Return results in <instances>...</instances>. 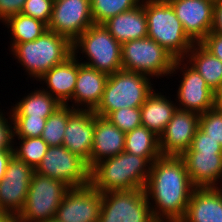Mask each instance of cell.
<instances>
[{
  "label": "cell",
  "mask_w": 222,
  "mask_h": 222,
  "mask_svg": "<svg viewBox=\"0 0 222 222\" xmlns=\"http://www.w3.org/2000/svg\"><path fill=\"white\" fill-rule=\"evenodd\" d=\"M178 74L180 83L176 90L177 109L203 114L214 108V91L209 88L204 78L192 68L184 59H176L170 73Z\"/></svg>",
  "instance_id": "8fae6325"
},
{
  "label": "cell",
  "mask_w": 222,
  "mask_h": 222,
  "mask_svg": "<svg viewBox=\"0 0 222 222\" xmlns=\"http://www.w3.org/2000/svg\"><path fill=\"white\" fill-rule=\"evenodd\" d=\"M184 60L194 68L214 92L222 86V61L201 43H195Z\"/></svg>",
  "instance_id": "d4e9b609"
},
{
  "label": "cell",
  "mask_w": 222,
  "mask_h": 222,
  "mask_svg": "<svg viewBox=\"0 0 222 222\" xmlns=\"http://www.w3.org/2000/svg\"><path fill=\"white\" fill-rule=\"evenodd\" d=\"M14 220L12 215L0 209V222H13Z\"/></svg>",
  "instance_id": "7bdbcfd3"
},
{
  "label": "cell",
  "mask_w": 222,
  "mask_h": 222,
  "mask_svg": "<svg viewBox=\"0 0 222 222\" xmlns=\"http://www.w3.org/2000/svg\"><path fill=\"white\" fill-rule=\"evenodd\" d=\"M211 33L222 35V0L213 4Z\"/></svg>",
  "instance_id": "ab89813d"
},
{
  "label": "cell",
  "mask_w": 222,
  "mask_h": 222,
  "mask_svg": "<svg viewBox=\"0 0 222 222\" xmlns=\"http://www.w3.org/2000/svg\"><path fill=\"white\" fill-rule=\"evenodd\" d=\"M148 37L156 41L175 59H184L195 44L168 0H144Z\"/></svg>",
  "instance_id": "277c9868"
},
{
  "label": "cell",
  "mask_w": 222,
  "mask_h": 222,
  "mask_svg": "<svg viewBox=\"0 0 222 222\" xmlns=\"http://www.w3.org/2000/svg\"><path fill=\"white\" fill-rule=\"evenodd\" d=\"M102 193L90 184L70 188L59 205L57 222H98Z\"/></svg>",
  "instance_id": "5bb4252c"
},
{
  "label": "cell",
  "mask_w": 222,
  "mask_h": 222,
  "mask_svg": "<svg viewBox=\"0 0 222 222\" xmlns=\"http://www.w3.org/2000/svg\"><path fill=\"white\" fill-rule=\"evenodd\" d=\"M121 60L124 70L141 73L155 79H169L175 58L156 41L145 37L121 45Z\"/></svg>",
  "instance_id": "52a82bcc"
},
{
  "label": "cell",
  "mask_w": 222,
  "mask_h": 222,
  "mask_svg": "<svg viewBox=\"0 0 222 222\" xmlns=\"http://www.w3.org/2000/svg\"><path fill=\"white\" fill-rule=\"evenodd\" d=\"M106 118L125 133L142 125L140 107L122 108L111 112Z\"/></svg>",
  "instance_id": "1f68e13d"
},
{
  "label": "cell",
  "mask_w": 222,
  "mask_h": 222,
  "mask_svg": "<svg viewBox=\"0 0 222 222\" xmlns=\"http://www.w3.org/2000/svg\"><path fill=\"white\" fill-rule=\"evenodd\" d=\"M125 152L145 157L151 164L161 156L159 137L144 126H139L125 134Z\"/></svg>",
  "instance_id": "4316f807"
},
{
  "label": "cell",
  "mask_w": 222,
  "mask_h": 222,
  "mask_svg": "<svg viewBox=\"0 0 222 222\" xmlns=\"http://www.w3.org/2000/svg\"><path fill=\"white\" fill-rule=\"evenodd\" d=\"M35 172L60 180L70 188L90 184V169L87 163L63 145L49 146Z\"/></svg>",
  "instance_id": "30bf717a"
},
{
  "label": "cell",
  "mask_w": 222,
  "mask_h": 222,
  "mask_svg": "<svg viewBox=\"0 0 222 222\" xmlns=\"http://www.w3.org/2000/svg\"><path fill=\"white\" fill-rule=\"evenodd\" d=\"M222 182V181H221ZM222 184H220V186L218 187L221 191H222V186H221Z\"/></svg>",
  "instance_id": "f6af8a7d"
},
{
  "label": "cell",
  "mask_w": 222,
  "mask_h": 222,
  "mask_svg": "<svg viewBox=\"0 0 222 222\" xmlns=\"http://www.w3.org/2000/svg\"><path fill=\"white\" fill-rule=\"evenodd\" d=\"M125 134L107 118L95 116L91 168L96 163L123 152L125 150Z\"/></svg>",
  "instance_id": "7402d4cb"
},
{
  "label": "cell",
  "mask_w": 222,
  "mask_h": 222,
  "mask_svg": "<svg viewBox=\"0 0 222 222\" xmlns=\"http://www.w3.org/2000/svg\"><path fill=\"white\" fill-rule=\"evenodd\" d=\"M185 152H222V146L198 128L191 147Z\"/></svg>",
  "instance_id": "8d00e7d4"
},
{
  "label": "cell",
  "mask_w": 222,
  "mask_h": 222,
  "mask_svg": "<svg viewBox=\"0 0 222 222\" xmlns=\"http://www.w3.org/2000/svg\"><path fill=\"white\" fill-rule=\"evenodd\" d=\"M92 110L73 109L68 106V121L63 146L82 158L91 169V151L94 138V117Z\"/></svg>",
  "instance_id": "2e32d148"
},
{
  "label": "cell",
  "mask_w": 222,
  "mask_h": 222,
  "mask_svg": "<svg viewBox=\"0 0 222 222\" xmlns=\"http://www.w3.org/2000/svg\"><path fill=\"white\" fill-rule=\"evenodd\" d=\"M48 147L41 137L14 138L13 151L18 159L35 169L46 154Z\"/></svg>",
  "instance_id": "f1b7e54d"
},
{
  "label": "cell",
  "mask_w": 222,
  "mask_h": 222,
  "mask_svg": "<svg viewBox=\"0 0 222 222\" xmlns=\"http://www.w3.org/2000/svg\"><path fill=\"white\" fill-rule=\"evenodd\" d=\"M35 169L15 155L0 181V209L16 218L24 207Z\"/></svg>",
  "instance_id": "4fadbf2b"
},
{
  "label": "cell",
  "mask_w": 222,
  "mask_h": 222,
  "mask_svg": "<svg viewBox=\"0 0 222 222\" xmlns=\"http://www.w3.org/2000/svg\"><path fill=\"white\" fill-rule=\"evenodd\" d=\"M199 128L222 146V112L212 108L200 114Z\"/></svg>",
  "instance_id": "836d02e7"
},
{
  "label": "cell",
  "mask_w": 222,
  "mask_h": 222,
  "mask_svg": "<svg viewBox=\"0 0 222 222\" xmlns=\"http://www.w3.org/2000/svg\"><path fill=\"white\" fill-rule=\"evenodd\" d=\"M185 33L200 43L212 28L213 2L210 0H168Z\"/></svg>",
  "instance_id": "e0dca14e"
},
{
  "label": "cell",
  "mask_w": 222,
  "mask_h": 222,
  "mask_svg": "<svg viewBox=\"0 0 222 222\" xmlns=\"http://www.w3.org/2000/svg\"><path fill=\"white\" fill-rule=\"evenodd\" d=\"M14 138L41 137L47 118H30V116H12Z\"/></svg>",
  "instance_id": "d6a6232c"
},
{
  "label": "cell",
  "mask_w": 222,
  "mask_h": 222,
  "mask_svg": "<svg viewBox=\"0 0 222 222\" xmlns=\"http://www.w3.org/2000/svg\"><path fill=\"white\" fill-rule=\"evenodd\" d=\"M64 182L34 172L24 207L17 222H47L55 219L57 209L67 191Z\"/></svg>",
  "instance_id": "ba28073f"
},
{
  "label": "cell",
  "mask_w": 222,
  "mask_h": 222,
  "mask_svg": "<svg viewBox=\"0 0 222 222\" xmlns=\"http://www.w3.org/2000/svg\"><path fill=\"white\" fill-rule=\"evenodd\" d=\"M103 25L121 45L148 37L144 0L135 8L109 18Z\"/></svg>",
  "instance_id": "603a6c76"
},
{
  "label": "cell",
  "mask_w": 222,
  "mask_h": 222,
  "mask_svg": "<svg viewBox=\"0 0 222 222\" xmlns=\"http://www.w3.org/2000/svg\"><path fill=\"white\" fill-rule=\"evenodd\" d=\"M72 51L80 60V63L107 75H112L123 69L121 44L109 33L103 24H93L87 28L72 43ZM78 53L80 55L82 53L86 60H83V57L80 58Z\"/></svg>",
  "instance_id": "8992f818"
},
{
  "label": "cell",
  "mask_w": 222,
  "mask_h": 222,
  "mask_svg": "<svg viewBox=\"0 0 222 222\" xmlns=\"http://www.w3.org/2000/svg\"><path fill=\"white\" fill-rule=\"evenodd\" d=\"M19 101L12 104L8 110L12 116H30V118H48L60 104L54 97L41 87L29 91Z\"/></svg>",
  "instance_id": "484cf974"
},
{
  "label": "cell",
  "mask_w": 222,
  "mask_h": 222,
  "mask_svg": "<svg viewBox=\"0 0 222 222\" xmlns=\"http://www.w3.org/2000/svg\"><path fill=\"white\" fill-rule=\"evenodd\" d=\"M68 121V105L58 107L46 120L41 138L48 146H61Z\"/></svg>",
  "instance_id": "4dcf8cb0"
},
{
  "label": "cell",
  "mask_w": 222,
  "mask_h": 222,
  "mask_svg": "<svg viewBox=\"0 0 222 222\" xmlns=\"http://www.w3.org/2000/svg\"><path fill=\"white\" fill-rule=\"evenodd\" d=\"M53 4L54 0H26L21 13L48 25L52 16Z\"/></svg>",
  "instance_id": "e575fe53"
},
{
  "label": "cell",
  "mask_w": 222,
  "mask_h": 222,
  "mask_svg": "<svg viewBox=\"0 0 222 222\" xmlns=\"http://www.w3.org/2000/svg\"><path fill=\"white\" fill-rule=\"evenodd\" d=\"M151 77L128 70L108 75L101 102L93 111L106 118L111 112L126 107H141L154 91Z\"/></svg>",
  "instance_id": "5b68a950"
},
{
  "label": "cell",
  "mask_w": 222,
  "mask_h": 222,
  "mask_svg": "<svg viewBox=\"0 0 222 222\" xmlns=\"http://www.w3.org/2000/svg\"><path fill=\"white\" fill-rule=\"evenodd\" d=\"M200 114L177 109L159 136L160 153L163 156H181L192 145L199 128Z\"/></svg>",
  "instance_id": "9a60e30c"
},
{
  "label": "cell",
  "mask_w": 222,
  "mask_h": 222,
  "mask_svg": "<svg viewBox=\"0 0 222 222\" xmlns=\"http://www.w3.org/2000/svg\"><path fill=\"white\" fill-rule=\"evenodd\" d=\"M188 176L195 187H219L222 181V152H184Z\"/></svg>",
  "instance_id": "d6986e66"
},
{
  "label": "cell",
  "mask_w": 222,
  "mask_h": 222,
  "mask_svg": "<svg viewBox=\"0 0 222 222\" xmlns=\"http://www.w3.org/2000/svg\"><path fill=\"white\" fill-rule=\"evenodd\" d=\"M107 79V74L78 60V76L69 106L73 109L94 111L101 102Z\"/></svg>",
  "instance_id": "ac0fdd59"
},
{
  "label": "cell",
  "mask_w": 222,
  "mask_h": 222,
  "mask_svg": "<svg viewBox=\"0 0 222 222\" xmlns=\"http://www.w3.org/2000/svg\"><path fill=\"white\" fill-rule=\"evenodd\" d=\"M26 0H0V22H5L9 17L21 13Z\"/></svg>",
  "instance_id": "74e56055"
},
{
  "label": "cell",
  "mask_w": 222,
  "mask_h": 222,
  "mask_svg": "<svg viewBox=\"0 0 222 222\" xmlns=\"http://www.w3.org/2000/svg\"><path fill=\"white\" fill-rule=\"evenodd\" d=\"M78 76V58L72 54L63 63L54 66L37 82L42 89L54 97L60 104L68 105L73 97ZM45 83V84H44ZM43 85L44 88H43Z\"/></svg>",
  "instance_id": "ffe728a7"
},
{
  "label": "cell",
  "mask_w": 222,
  "mask_h": 222,
  "mask_svg": "<svg viewBox=\"0 0 222 222\" xmlns=\"http://www.w3.org/2000/svg\"><path fill=\"white\" fill-rule=\"evenodd\" d=\"M10 50L13 59L27 72V78L33 81L73 54L72 43L51 30L34 41L15 44Z\"/></svg>",
  "instance_id": "3957f363"
},
{
  "label": "cell",
  "mask_w": 222,
  "mask_h": 222,
  "mask_svg": "<svg viewBox=\"0 0 222 222\" xmlns=\"http://www.w3.org/2000/svg\"><path fill=\"white\" fill-rule=\"evenodd\" d=\"M151 163L128 152L104 159L90 169V185L101 193L144 189Z\"/></svg>",
  "instance_id": "7a4b0ae2"
},
{
  "label": "cell",
  "mask_w": 222,
  "mask_h": 222,
  "mask_svg": "<svg viewBox=\"0 0 222 222\" xmlns=\"http://www.w3.org/2000/svg\"><path fill=\"white\" fill-rule=\"evenodd\" d=\"M9 113L0 109V150H13L14 146V122Z\"/></svg>",
  "instance_id": "d590c367"
},
{
  "label": "cell",
  "mask_w": 222,
  "mask_h": 222,
  "mask_svg": "<svg viewBox=\"0 0 222 222\" xmlns=\"http://www.w3.org/2000/svg\"><path fill=\"white\" fill-rule=\"evenodd\" d=\"M8 32H11L9 50L18 43L34 41L48 30V25L41 20L24 15L15 14L3 22Z\"/></svg>",
  "instance_id": "83f0119b"
},
{
  "label": "cell",
  "mask_w": 222,
  "mask_h": 222,
  "mask_svg": "<svg viewBox=\"0 0 222 222\" xmlns=\"http://www.w3.org/2000/svg\"><path fill=\"white\" fill-rule=\"evenodd\" d=\"M194 189L181 156L163 155L152 162L144 188L157 222H179Z\"/></svg>",
  "instance_id": "6da1fadb"
},
{
  "label": "cell",
  "mask_w": 222,
  "mask_h": 222,
  "mask_svg": "<svg viewBox=\"0 0 222 222\" xmlns=\"http://www.w3.org/2000/svg\"><path fill=\"white\" fill-rule=\"evenodd\" d=\"M214 108L222 112V86L214 92Z\"/></svg>",
  "instance_id": "b9f144b4"
},
{
  "label": "cell",
  "mask_w": 222,
  "mask_h": 222,
  "mask_svg": "<svg viewBox=\"0 0 222 222\" xmlns=\"http://www.w3.org/2000/svg\"><path fill=\"white\" fill-rule=\"evenodd\" d=\"M211 2H213V3H215V2H217L218 0H210Z\"/></svg>",
  "instance_id": "bcb514c9"
},
{
  "label": "cell",
  "mask_w": 222,
  "mask_h": 222,
  "mask_svg": "<svg viewBox=\"0 0 222 222\" xmlns=\"http://www.w3.org/2000/svg\"><path fill=\"white\" fill-rule=\"evenodd\" d=\"M13 155V150H0V181L3 179L9 160Z\"/></svg>",
  "instance_id": "60d3db41"
},
{
  "label": "cell",
  "mask_w": 222,
  "mask_h": 222,
  "mask_svg": "<svg viewBox=\"0 0 222 222\" xmlns=\"http://www.w3.org/2000/svg\"><path fill=\"white\" fill-rule=\"evenodd\" d=\"M171 99V96H166L155 88L140 107L142 126L153 131L158 137L177 110L176 102Z\"/></svg>",
  "instance_id": "cb8c5ba5"
},
{
  "label": "cell",
  "mask_w": 222,
  "mask_h": 222,
  "mask_svg": "<svg viewBox=\"0 0 222 222\" xmlns=\"http://www.w3.org/2000/svg\"><path fill=\"white\" fill-rule=\"evenodd\" d=\"M200 43L222 61V35L209 32Z\"/></svg>",
  "instance_id": "f35d334b"
},
{
  "label": "cell",
  "mask_w": 222,
  "mask_h": 222,
  "mask_svg": "<svg viewBox=\"0 0 222 222\" xmlns=\"http://www.w3.org/2000/svg\"><path fill=\"white\" fill-rule=\"evenodd\" d=\"M142 0H90L91 15L94 24H103L109 18L129 11Z\"/></svg>",
  "instance_id": "f546056e"
},
{
  "label": "cell",
  "mask_w": 222,
  "mask_h": 222,
  "mask_svg": "<svg viewBox=\"0 0 222 222\" xmlns=\"http://www.w3.org/2000/svg\"><path fill=\"white\" fill-rule=\"evenodd\" d=\"M98 222H157L144 189L102 193Z\"/></svg>",
  "instance_id": "9c48e42d"
},
{
  "label": "cell",
  "mask_w": 222,
  "mask_h": 222,
  "mask_svg": "<svg viewBox=\"0 0 222 222\" xmlns=\"http://www.w3.org/2000/svg\"><path fill=\"white\" fill-rule=\"evenodd\" d=\"M47 222H57V221L55 219H53V220H49Z\"/></svg>",
  "instance_id": "ee69618b"
},
{
  "label": "cell",
  "mask_w": 222,
  "mask_h": 222,
  "mask_svg": "<svg viewBox=\"0 0 222 222\" xmlns=\"http://www.w3.org/2000/svg\"><path fill=\"white\" fill-rule=\"evenodd\" d=\"M179 222H222V191L218 187H195Z\"/></svg>",
  "instance_id": "44dd1931"
},
{
  "label": "cell",
  "mask_w": 222,
  "mask_h": 222,
  "mask_svg": "<svg viewBox=\"0 0 222 222\" xmlns=\"http://www.w3.org/2000/svg\"><path fill=\"white\" fill-rule=\"evenodd\" d=\"M93 24L90 0H54L48 30L73 43Z\"/></svg>",
  "instance_id": "7c38bea8"
}]
</instances>
